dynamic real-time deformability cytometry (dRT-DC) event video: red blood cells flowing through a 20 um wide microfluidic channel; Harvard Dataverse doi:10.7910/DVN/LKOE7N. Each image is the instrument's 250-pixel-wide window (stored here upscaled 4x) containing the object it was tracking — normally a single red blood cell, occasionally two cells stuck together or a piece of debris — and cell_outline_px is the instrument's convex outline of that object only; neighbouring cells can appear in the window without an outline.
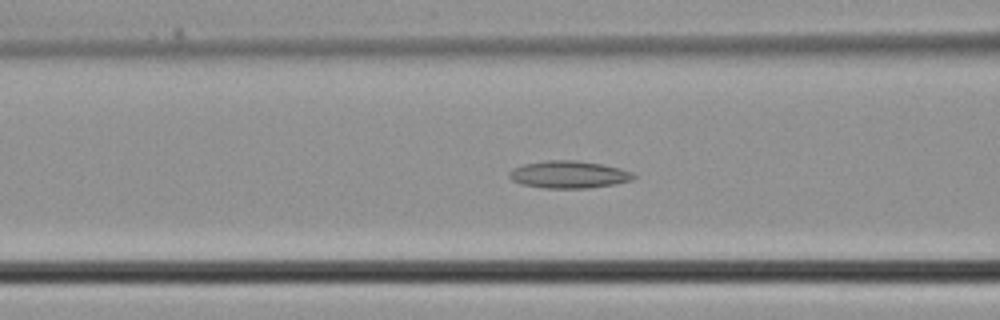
{"species": "common noctule bat (a hibernating species)", "species_latin": "Nyctalus noctula", "temperature_condition": "cold", "stored_images_in_passage": 38, "camera_frame_rate_fps": 3000, "um_per_image_px": 0.085, "animal": {"sex": "male", "body_mass_g": 21.5, "forearm_length_mm": 52.0}, "frame": {"image": 1, "passage_image": 15, "time_ms": 4.667, "image_size_px": [1000, 320], "cell_outline_px": [[636, 176], [632, 180], [616, 184], [588, 188], [544, 188], [520, 184], [512, 180], [508, 176], [508, 172], [512, 168], [524, 164], [544, 160], [576, 160], [600, 164], [620, 168], [632, 172]], "centroid_in_image_um": [48.32, 14.83], "position_along_channel_um": 118.3, "area_um2": 19.94}}
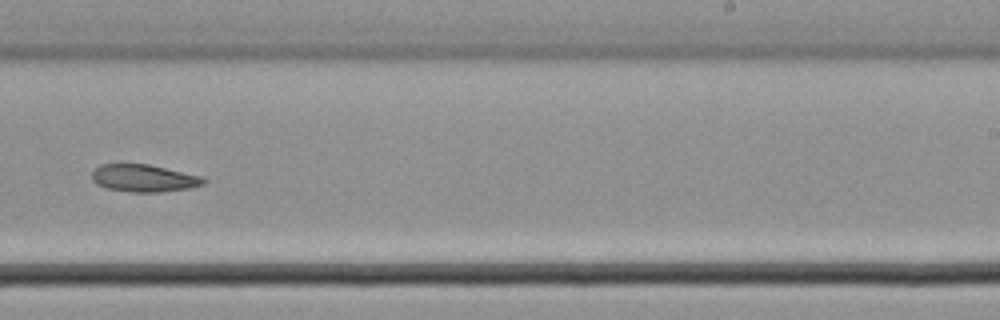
{"frame": {"image": 2, "passage_image": 24, "time_ms": 7.667, "image_size_px": [1000, 320], "cell_outline_px": [[208, 180], [204, 184], [188, 188], [160, 192], [132, 192], [108, 188], [96, 184], [92, 180], [92, 172], [100, 164], [148, 164], [200, 176]], "centroid_in_image_um": [12.21, 15.14], "position_along_channel_um": 276.8, "area_um2": 17.63}}
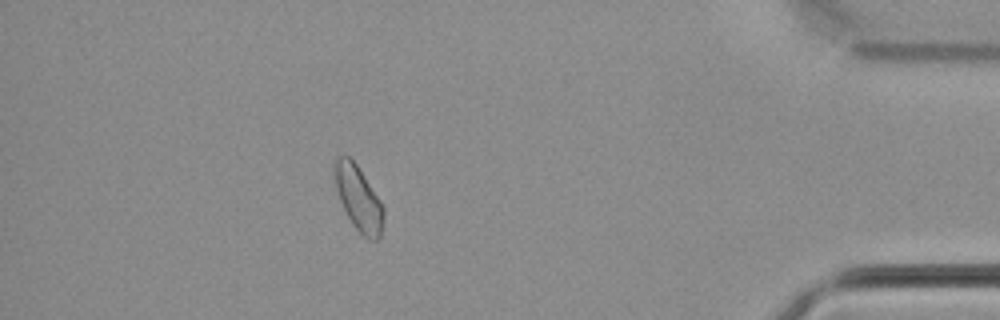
{"frame": {"image": 3, "passage_image": 34, "time_ms": 11.0, "image_size_px": [1000, 320], "cell_outline_px": [[384, 216], [380, 236], [376, 240], [372, 240], [364, 236], [352, 224], [340, 200], [336, 188], [332, 172], [332, 160], [336, 156], [348, 156], [356, 164], [380, 200], [384, 208]], "centroid_in_image_um": [30.43, 16.8], "position_along_channel_um": 404.8, "area_um2": 18.44}}